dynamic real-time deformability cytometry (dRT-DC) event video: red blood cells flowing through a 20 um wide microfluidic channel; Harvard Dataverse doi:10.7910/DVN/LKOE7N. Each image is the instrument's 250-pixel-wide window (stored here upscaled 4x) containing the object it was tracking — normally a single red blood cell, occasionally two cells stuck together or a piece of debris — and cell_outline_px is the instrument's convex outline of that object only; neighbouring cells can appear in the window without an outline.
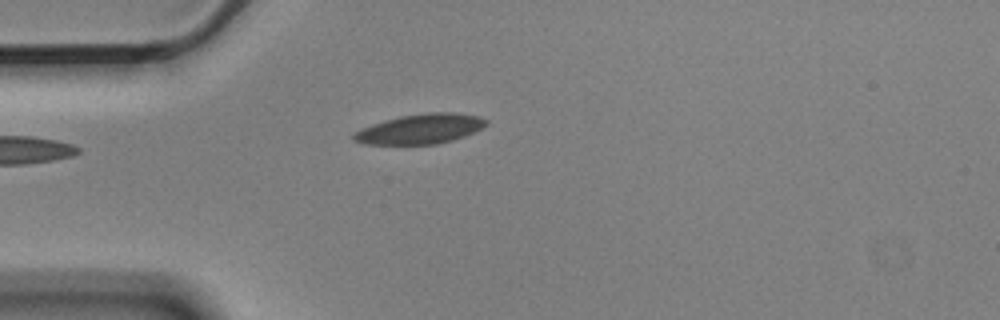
{"species": "Egyptian fruit bat (a non-hibernating species)", "species_latin": "Rousettus aegyptiacus", "temperature_condition": "cold", "stored_images_in_passage": 2, "camera_frame_rate_fps": 3000, "um_per_image_px": 0.085, "animal": {"sex": "male"}, "frame": {"image": 1, "passage_image": 2, "time_ms": 0.333, "image_size_px": [1000, 320], "cell_outline_px": [[488, 124], [464, 136], [452, 140], [436, 144], [364, 144], [352, 140], [352, 136], [360, 128], [384, 120], [400, 116], [428, 112], [456, 112], [480, 116], [488, 120]], "centroid_in_image_um": [35.72, 10.95], "position_along_channel_um": 49.3, "area_um2": 23.06}}